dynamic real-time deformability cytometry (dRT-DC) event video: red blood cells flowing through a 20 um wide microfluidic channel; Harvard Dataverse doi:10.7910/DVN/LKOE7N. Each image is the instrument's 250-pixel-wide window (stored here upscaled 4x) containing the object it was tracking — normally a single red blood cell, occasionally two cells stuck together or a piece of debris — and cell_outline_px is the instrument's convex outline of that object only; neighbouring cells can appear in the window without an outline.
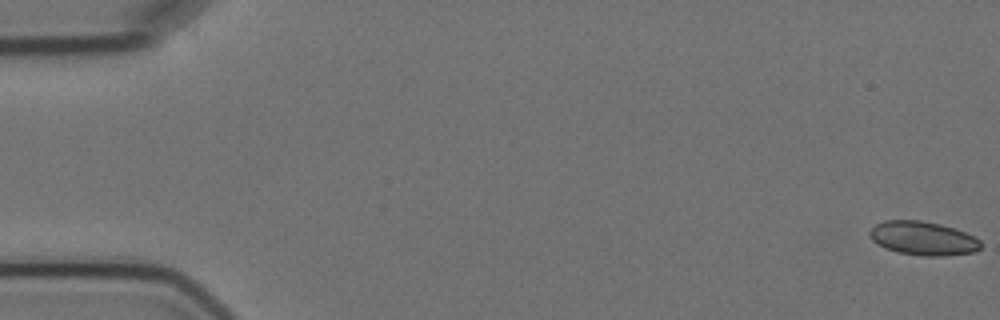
{"species": "Egyptian fruit bat (a non-hibernating species)", "species_latin": "Rousettus aegyptiacus", "temperature_condition": "cold", "stored_images_in_passage": 5, "camera_frame_rate_fps": 3000, "um_per_image_px": 0.085, "animal": {"sex": "female"}, "frame": {"image": 1, "passage_image": 1, "time_ms": 0.0, "image_size_px": [1000, 320], "cell_outline_px": [[980, 248], [976, 252], [944, 256], [924, 256], [896, 252], [884, 248], [872, 240], [868, 232], [876, 224], [884, 220], [920, 220], [940, 224], [964, 232], [980, 240]], "centroid_in_image_um": [78.43, 20.26], "position_along_channel_um": 6.6, "area_um2": 21.85}}
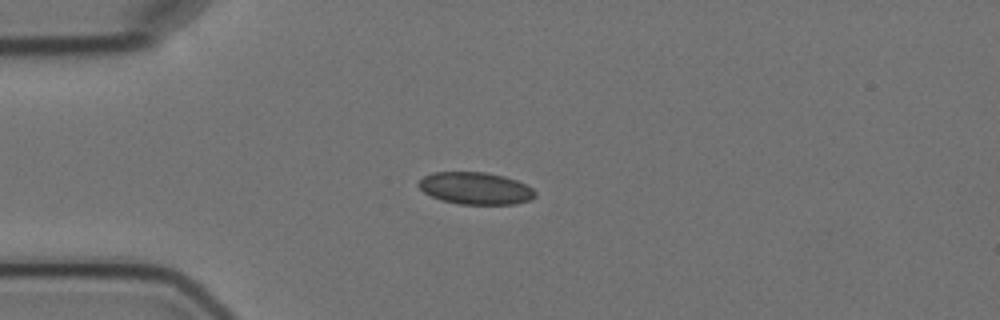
{"frame": {"image": 2, "passage_image": 5, "time_ms": 4.667, "image_size_px": [1000, 320], "cell_outline_px": [[536, 196], [528, 200], [516, 204], [460, 204], [440, 200], [424, 192], [416, 184], [424, 176], [432, 172], [484, 172], [504, 176], [516, 180], [532, 188], [536, 192]], "centroid_in_image_um": [40.4, 16.0], "position_along_channel_um": 44.6, "area_um2": 21.79}}